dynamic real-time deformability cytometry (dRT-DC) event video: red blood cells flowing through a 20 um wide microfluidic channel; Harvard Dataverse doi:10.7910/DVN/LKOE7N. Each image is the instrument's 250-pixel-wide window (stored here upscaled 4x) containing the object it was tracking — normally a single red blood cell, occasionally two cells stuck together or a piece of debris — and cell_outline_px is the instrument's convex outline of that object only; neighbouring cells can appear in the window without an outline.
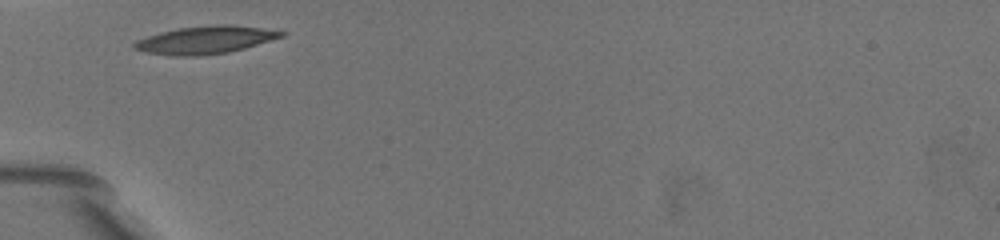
{"species": "common noctule bat (a hibernating species)", "species_latin": "Nyctalus noctula", "temperature_condition": "warm", "stored_images_in_passage": 21, "camera_frame_rate_fps": 3000, "um_per_image_px": 0.085, "animal": {"sex": "female", "body_mass_g": 19.5, "forearm_length_mm": 54.1}, "frame": {"image": 1, "passage_image": 1, "time_ms": 0.0, "image_size_px": [1000, 240], "cell_outline_px": [[288, 32], [284, 36], [244, 48], [228, 52], [196, 56], [176, 56], [144, 52], [132, 48], [132, 44], [136, 40], [160, 32], [176, 28], [212, 24], [228, 24], [260, 28]], "centroid_in_image_um": [17.41, 3.39], "position_along_channel_um": 67.6, "area_um2": 23.76}}
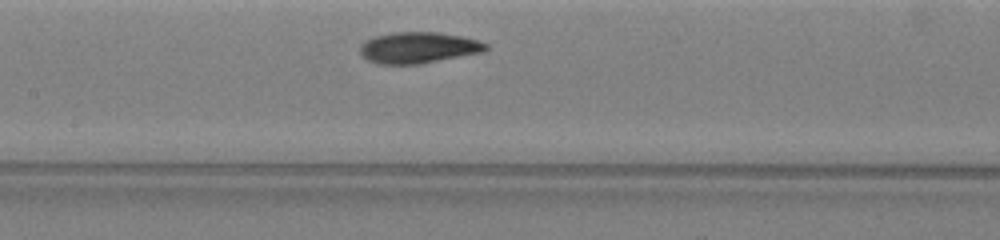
{"frame": {"image": 2, "passage_image": 6, "time_ms": 3.0, "image_size_px": [1000, 240], "cell_outline_px": [[488, 48], [484, 52], [416, 64], [380, 64], [368, 60], [360, 52], [360, 44], [364, 40], [376, 36], [392, 32], [440, 32], [464, 36], [488, 44]], "centroid_in_image_um": [35.56, 4.03], "position_along_channel_um": 171.8, "area_um2": 22.83}}
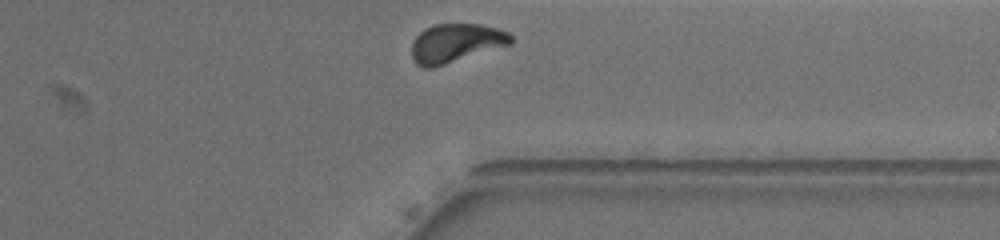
{"frame": {"image": 3, "passage_image": 21, "time_ms": 8.667, "image_size_px": [1000, 240], "cell_outline_px": [[512, 44], [432, 68], [424, 68], [416, 64], [412, 56], [412, 44], [416, 36], [424, 28], [436, 24], [480, 24], [496, 28], [508, 32], [512, 36]], "centroid_in_image_um": [38.74, 3.66], "position_along_channel_um": 372.7, "area_um2": 22.37}, "authors_computed_cell_mechanics": {"area_um2": 22.4842, "velocity_mm_per_s": 3.5475, "shape_relaxation_time_tau1_ms": 3.3835, "shape_relaxation_time_tau2_ms": 1.6594, "deformation_change_tau1": 0.1407, "deformation_change_tau2": 0.0513}}